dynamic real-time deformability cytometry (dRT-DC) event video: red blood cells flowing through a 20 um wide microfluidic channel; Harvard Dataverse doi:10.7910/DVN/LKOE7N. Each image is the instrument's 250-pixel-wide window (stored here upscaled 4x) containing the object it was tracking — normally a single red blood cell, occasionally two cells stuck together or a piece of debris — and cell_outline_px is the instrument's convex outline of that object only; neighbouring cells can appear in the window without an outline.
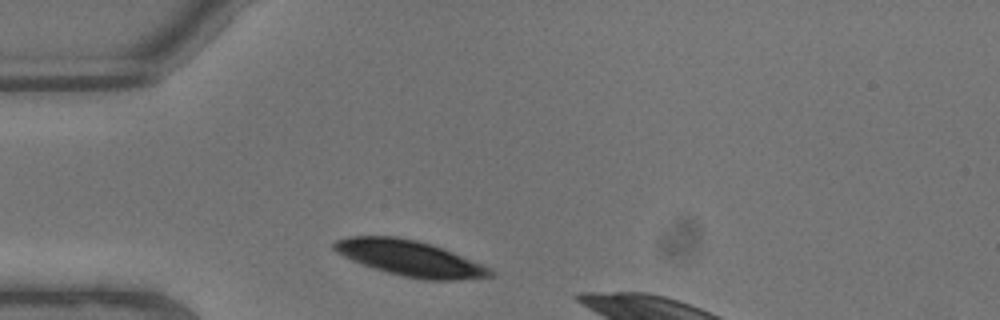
{"species": "common noctule bat (a hibernating species)", "species_latin": "Nyctalus noctula", "temperature_condition": "warm", "stored_images_in_passage": 3, "camera_frame_rate_fps": 3000, "um_per_image_px": 0.085, "animal": {"sex": "male", "body_mass_g": 13.3}, "frame": {"image": 1, "passage_image": 1, "time_ms": 0.0, "image_size_px": [1000, 320], "cell_outline_px": [[492, 276], [456, 280], [424, 280], [404, 276], [388, 272], [352, 260], [336, 252], [332, 248], [332, 244], [336, 240], [348, 236], [396, 236], [416, 240], [432, 244], [452, 252], [480, 264], [488, 268], [492, 272]], "centroid_in_image_um": [34.79, 21.93], "position_along_channel_um": 50.2, "area_um2": 31.85}}
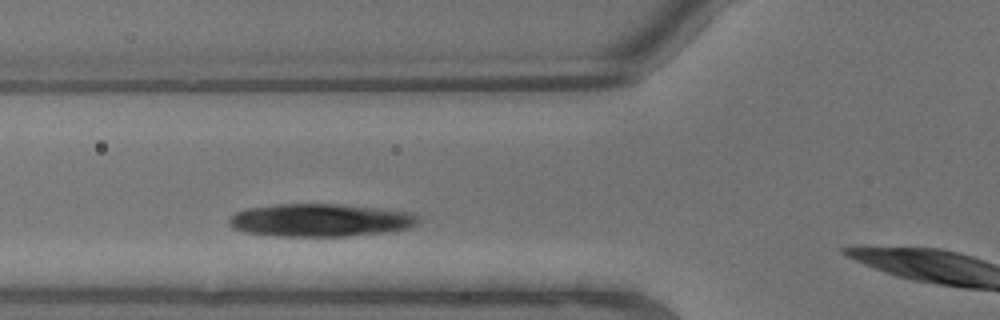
{"frame": {"image": 2, "passage_image": 3, "time_ms": 0.667, "image_size_px": [1000, 320], "cell_outline_px": [[420, 220], [416, 224], [408, 228], [388, 232], [344, 236], [272, 236], [244, 232], [232, 228], [228, 224], [228, 220], [236, 212], [244, 208], [276, 204], [340, 204], [380, 208], [412, 212]], "centroid_in_image_um": [27.19, 18.71], "position_along_channel_um": 98.6, "area_um2": 36.53}}